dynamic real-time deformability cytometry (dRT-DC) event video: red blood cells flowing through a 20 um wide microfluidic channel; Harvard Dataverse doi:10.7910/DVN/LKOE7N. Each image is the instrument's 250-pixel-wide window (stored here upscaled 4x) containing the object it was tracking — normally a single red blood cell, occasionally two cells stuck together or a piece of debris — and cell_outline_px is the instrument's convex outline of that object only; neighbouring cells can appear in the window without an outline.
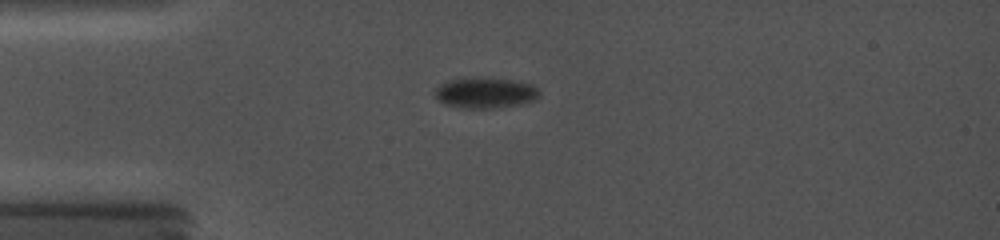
{"species": "common noctule bat (a hibernating species)", "species_latin": "Nyctalus noctula", "temperature_condition": "cold", "stored_images_in_passage": 29, "camera_frame_rate_fps": 5000, "um_per_image_px": 0.085, "animal": {"sex": "female", "body_mass_g": 19.0, "forearm_length_mm": 56.7}, "frame": {"image": 1, "passage_image": 1, "time_ms": 0.0, "image_size_px": [1000, 240], "cell_outline_px": [[540, 96], [536, 100], [520, 104], [496, 108], [460, 108], [444, 104], [436, 96], [436, 88], [440, 84], [452, 80], [508, 80], [532, 84], [540, 92]], "centroid_in_image_um": [41.3, 7.95], "position_along_channel_um": 43.7, "area_um2": 17.86}}
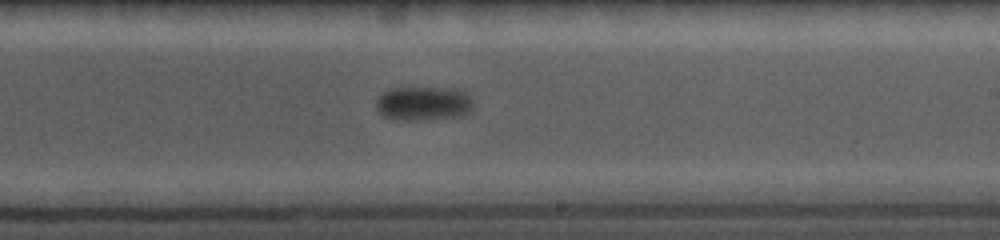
{"frame": {"image": 2, "passage_image": 15, "time_ms": 6.4, "image_size_px": [1000, 240], "cell_outline_px": [[472, 108], [464, 116], [432, 120], [400, 120], [384, 116], [376, 108], [376, 100], [388, 88], [444, 88], [468, 92], [472, 100]], "centroid_in_image_um": [36.01, 8.81], "position_along_channel_um": 253.0, "area_um2": 19.48}}
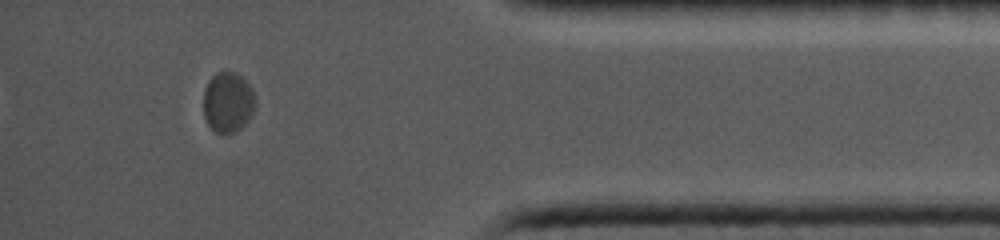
{"frame": {"image": 3, "passage_image": 26, "time_ms": 11.4, "image_size_px": [1000, 240], "cell_outline_px": [[256, 108], [252, 116], [236, 132], [216, 132], [208, 124], [204, 116], [204, 88], [208, 80], [216, 72], [236, 72], [252, 88], [256, 96]], "centroid_in_image_um": [19.4, 8.67], "position_along_channel_um": 415.8, "area_um2": 18.38}}